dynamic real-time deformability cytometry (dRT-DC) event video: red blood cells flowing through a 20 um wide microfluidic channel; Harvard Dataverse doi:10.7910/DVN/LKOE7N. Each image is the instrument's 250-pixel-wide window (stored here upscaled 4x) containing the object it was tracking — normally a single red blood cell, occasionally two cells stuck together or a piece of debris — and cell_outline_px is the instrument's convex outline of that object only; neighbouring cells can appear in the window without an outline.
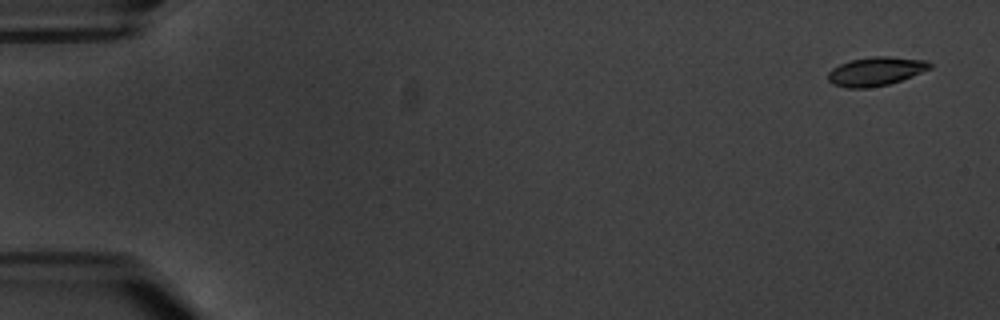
{"species": "common noctule bat (a hibernating species)", "species_latin": "Nyctalus noctula", "temperature_condition": "warm", "stored_images_in_passage": 6, "segment_of_instrument_passage": [1, 2], "camera_frame_rate_fps": 3000, "um_per_image_px": 0.085, "animal": {"sex": "male", "body_mass_g": 20.1, "forearm_length_mm": 53.5}, "frame": {"image": 1, "passage_image": 1, "time_ms": 0.0, "image_size_px": [1000, 320], "cell_outline_px": [[932, 68], [912, 76], [888, 84], [864, 88], [848, 88], [832, 84], [828, 80], [828, 72], [832, 68], [840, 64], [852, 60], [872, 56], [888, 56], [928, 60], [932, 64]], "centroid_in_image_um": [74.45, 6.05], "position_along_channel_um": 10.5, "area_um2": 17.05}}